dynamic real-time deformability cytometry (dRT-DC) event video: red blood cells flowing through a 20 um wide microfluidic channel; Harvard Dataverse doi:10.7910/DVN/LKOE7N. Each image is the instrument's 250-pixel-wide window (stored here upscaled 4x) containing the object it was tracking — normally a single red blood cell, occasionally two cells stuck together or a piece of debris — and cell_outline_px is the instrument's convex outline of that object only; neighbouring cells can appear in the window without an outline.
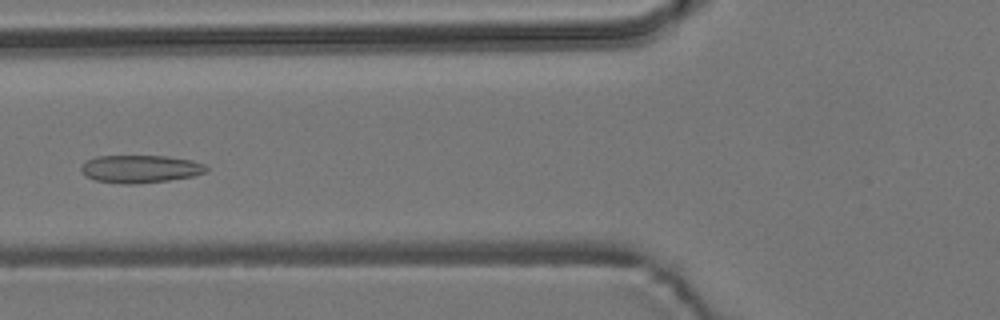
{"species": "common noctule bat (a hibernating species)", "species_latin": "Nyctalus noctula", "temperature_condition": "room temperature", "stored_images_in_passage": 5, "camera_frame_rate_fps": 3000, "um_per_image_px": 0.085, "animal": {"sex": "male", "body_mass_g": 19.2, "forearm_length_mm": 51.8}, "frame": {"image": 1, "passage_image": 5, "time_ms": 1.333, "image_size_px": [1000, 320], "cell_outline_px": [[208, 172], [196, 176], [168, 180], [136, 184], [124, 184], [96, 180], [88, 176], [80, 168], [88, 160], [96, 156], [168, 156], [192, 160], [204, 164], [208, 168]], "centroid_in_image_um": [12.01, 14.36], "position_along_channel_um": 113.8, "area_um2": 20.17}}